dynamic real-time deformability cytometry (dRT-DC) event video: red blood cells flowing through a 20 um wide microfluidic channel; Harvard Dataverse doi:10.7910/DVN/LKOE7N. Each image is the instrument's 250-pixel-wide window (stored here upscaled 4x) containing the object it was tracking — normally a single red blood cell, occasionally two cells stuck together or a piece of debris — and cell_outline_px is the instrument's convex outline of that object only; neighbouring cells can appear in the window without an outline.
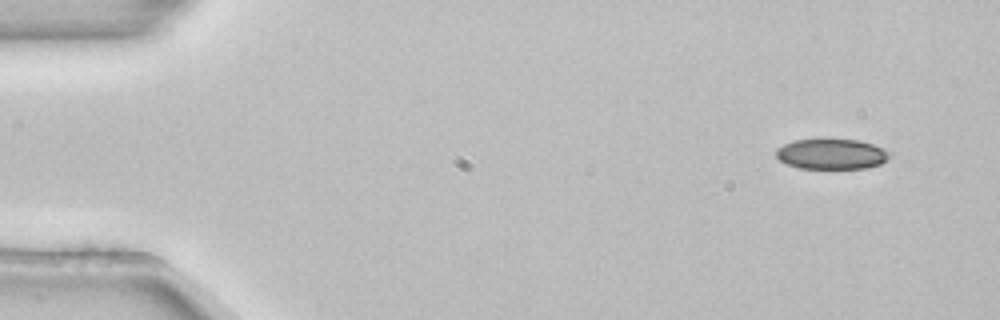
{"species": "common noctule bat (a hibernating species)", "species_latin": "Nyctalus noctula", "temperature_condition": "room temperature", "stored_images_in_passage": 5, "camera_frame_rate_fps": 3000, "um_per_image_px": 0.085, "animal": {"sex": "female", "body_mass_g": 22.7, "forearm_length_mm": 54.2}, "frame": {"image": 1, "passage_image": 1, "time_ms": 0.0, "image_size_px": [1000, 320], "cell_outline_px": [[892, 156], [880, 164], [864, 168], [800, 168], [788, 164], [780, 160], [776, 156], [776, 148], [792, 140], [820, 136], [856, 140], [872, 144], [892, 152]], "centroid_in_image_um": [70.66, 13.04], "position_along_channel_um": 14.3, "area_um2": 20.81}}
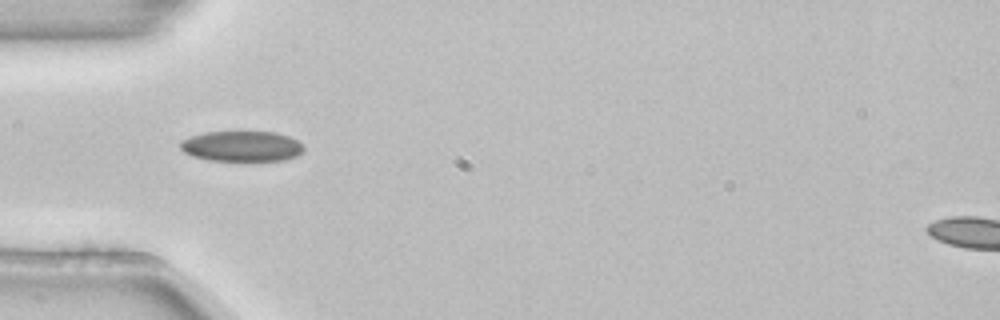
{"frame": {"image": 2, "passage_image": 4, "time_ms": 1.0, "image_size_px": [1000, 320], "cell_outline_px": [[304, 152], [296, 156], [284, 160], [208, 160], [192, 156], [184, 152], [180, 148], [180, 140], [204, 132], [276, 132], [288, 136], [304, 144]], "centroid_in_image_um": [20.56, 12.42], "position_along_channel_um": 64.4, "area_um2": 21.91}}